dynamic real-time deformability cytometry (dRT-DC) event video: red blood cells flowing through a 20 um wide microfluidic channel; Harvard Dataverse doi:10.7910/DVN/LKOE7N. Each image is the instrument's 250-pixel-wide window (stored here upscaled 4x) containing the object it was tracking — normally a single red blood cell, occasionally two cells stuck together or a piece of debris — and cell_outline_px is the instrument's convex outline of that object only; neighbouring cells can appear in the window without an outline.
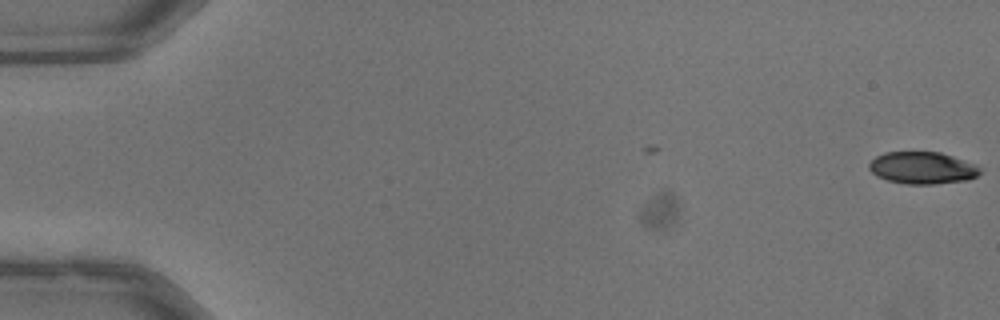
{"species": "common noctule bat (a hibernating species)", "species_latin": "Nyctalus noctula", "temperature_condition": "warm", "stored_images_in_passage": 3, "camera_frame_rate_fps": 3000, "um_per_image_px": 0.085, "animal": {"sex": "male", "body_mass_g": 13.3}, "frame": {"image": 1, "passage_image": 3, "time_ms": 0.667, "image_size_px": [1000, 320], "cell_outline_px": [[980, 172], [976, 176], [968, 180], [936, 184], [904, 184], [888, 180], [876, 176], [868, 168], [868, 164], [876, 156], [884, 152], [940, 152], [976, 164], [980, 168]], "centroid_in_image_um": [78.39, 14.27], "position_along_channel_um": 6.6, "area_um2": 20.81}}